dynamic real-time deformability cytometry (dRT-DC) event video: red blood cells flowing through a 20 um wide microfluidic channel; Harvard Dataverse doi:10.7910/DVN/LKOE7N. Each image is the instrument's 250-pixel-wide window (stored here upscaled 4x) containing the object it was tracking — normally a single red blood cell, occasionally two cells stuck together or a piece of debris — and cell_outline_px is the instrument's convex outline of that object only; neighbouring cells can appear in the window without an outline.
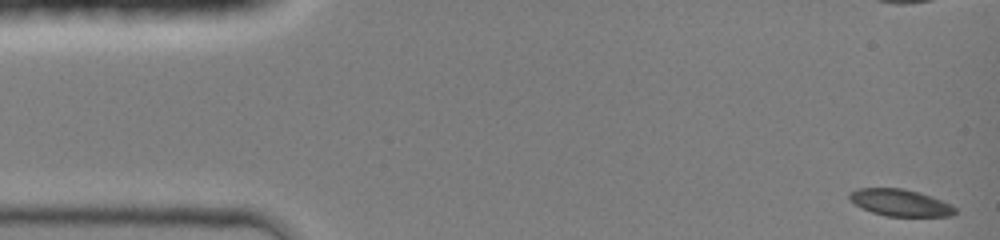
{"species": "common noctule bat (a hibernating species)", "species_latin": "Nyctalus noctula", "temperature_condition": "room temperature", "stored_images_in_passage": 45, "camera_frame_rate_fps": 3000, "um_per_image_px": 0.085, "animal": {"sex": "female", "body_mass_g": 19.0, "forearm_length_mm": 51.5}, "frame": {"image": 1, "passage_image": 1, "time_ms": 0.0, "image_size_px": [1000, 240], "cell_outline_px": [[956, 212], [952, 216], [888, 216], [872, 212], [848, 200], [848, 192], [856, 188], [904, 188], [920, 192], [932, 196], [952, 204], [956, 208]], "centroid_in_image_um": [76.52, 17.21], "position_along_channel_um": 8.5, "area_um2": 16.7}}
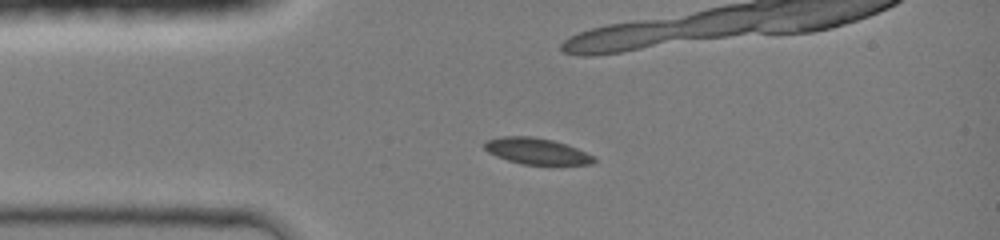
{"frame": {"image": 2, "passage_image": 10, "time_ms": 3.0, "image_size_px": [1000, 240], "cell_outline_px": [[596, 160], [592, 164], [520, 164], [496, 156], [488, 152], [484, 148], [484, 140], [500, 136], [532, 136], [552, 140], [576, 148], [596, 156]], "centroid_in_image_um": [45.58, 12.84], "position_along_channel_um": 39.4, "area_um2": 16.7}, "authors_computed_cell_mechanics": {"area_um2": 17.4556, "velocity_mm_per_s": 4.2818, "shape_relaxation_time_tau1_ms": 2.7546, "shape_relaxation_time_tau2_ms": null, "deformation_change_tau1": 0.1069, "deformation_change_tau2": null}}